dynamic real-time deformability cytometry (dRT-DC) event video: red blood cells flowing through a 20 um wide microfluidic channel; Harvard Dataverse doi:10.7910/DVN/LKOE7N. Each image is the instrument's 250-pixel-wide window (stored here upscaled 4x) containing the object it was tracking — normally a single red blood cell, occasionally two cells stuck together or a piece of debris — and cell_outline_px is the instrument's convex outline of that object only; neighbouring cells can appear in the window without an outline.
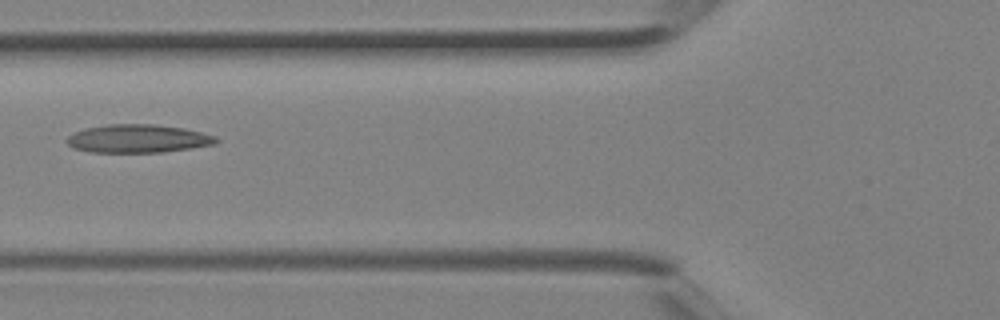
{"species": "Egyptian fruit bat (a non-hibernating species)", "species_latin": "Rousettus aegyptiacus", "temperature_condition": "room temperature", "stored_images_in_passage": 4, "camera_frame_rate_fps": 3000, "um_per_image_px": 0.085, "animal": {"sex": "female"}, "frame": {"image": 1, "passage_image": 4, "time_ms": 1.0, "image_size_px": [1000, 320], "cell_outline_px": [[220, 140], [216, 144], [192, 148], [164, 152], [92, 152], [72, 148], [64, 140], [68, 136], [84, 128], [108, 124], [152, 124], [184, 128], [216, 136]], "centroid_in_image_um": [11.73, 11.78], "position_along_channel_um": 114.1, "area_um2": 24.68}}